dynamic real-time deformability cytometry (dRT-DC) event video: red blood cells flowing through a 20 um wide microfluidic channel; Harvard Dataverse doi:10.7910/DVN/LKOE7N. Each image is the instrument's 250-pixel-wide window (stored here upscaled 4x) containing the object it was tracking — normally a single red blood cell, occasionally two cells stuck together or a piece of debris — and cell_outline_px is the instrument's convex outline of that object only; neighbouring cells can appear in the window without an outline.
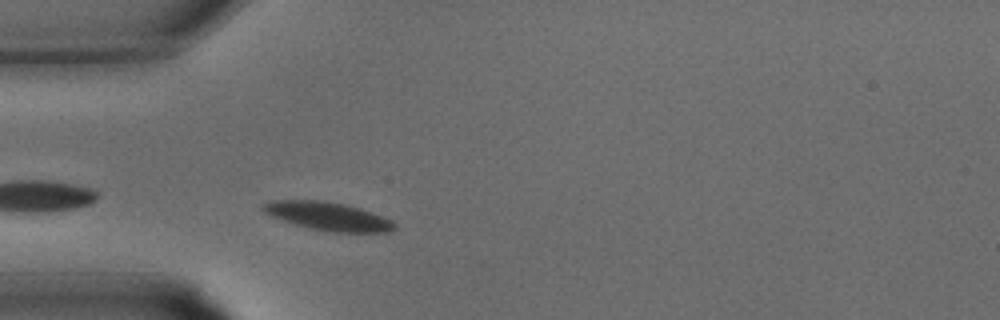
{"species": "common noctule bat (a hibernating species)", "species_latin": "Nyctalus noctula", "temperature_condition": "warm", "stored_images_in_passage": 22, "camera_frame_rate_fps": 3000, "um_per_image_px": 0.085, "animal": {"sex": "male", "body_mass_g": 15.6}, "frame": {"image": 1, "passage_image": 4, "time_ms": 1.0, "image_size_px": [1000, 320], "cell_outline_px": [[396, 228], [388, 232], [332, 232], [308, 228], [272, 216], [264, 212], [260, 208], [260, 204], [272, 200], [320, 200], [344, 204], [360, 208], [392, 220], [396, 224]], "centroid_in_image_um": [27.86, 18.37], "position_along_channel_um": 57.1, "area_um2": 21.62}}
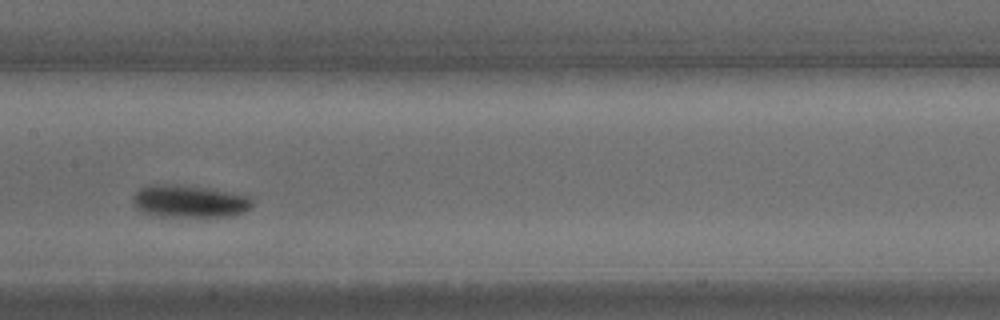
{"frame": {"image": 2, "passage_image": 11, "time_ms": 3.333, "image_size_px": [1000, 320], "cell_outline_px": [[252, 204], [244, 212], [232, 216], [164, 216], [144, 212], [136, 204], [132, 196], [140, 188], [152, 184], [168, 184], [204, 188], [252, 196]], "centroid_in_image_um": [16.14, 17.1], "position_along_channel_um": 191.3, "area_um2": 21.96}}
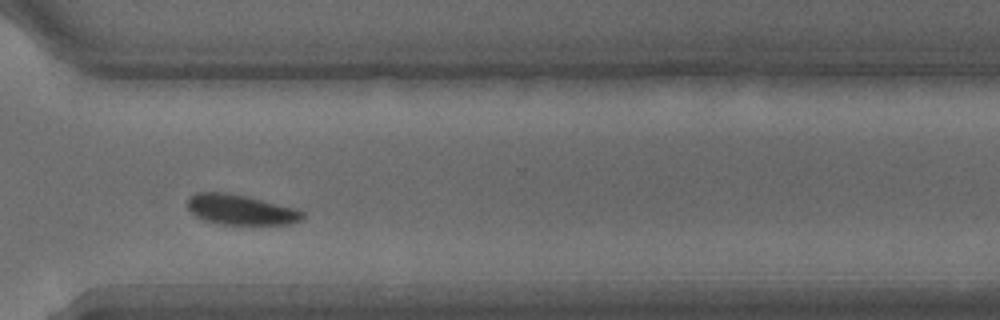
{"frame": {"image": 3, "passage_image": 19, "time_ms": 6.0, "image_size_px": [1000, 320], "cell_outline_px": [[304, 216], [300, 220], [288, 224], [224, 224], [204, 220], [196, 216], [188, 208], [188, 196], [196, 192], [220, 192], [244, 196], [296, 208], [304, 212]], "centroid_in_image_um": [20.44, 17.82], "position_along_channel_um": 350.2, "area_um2": 19.88}}